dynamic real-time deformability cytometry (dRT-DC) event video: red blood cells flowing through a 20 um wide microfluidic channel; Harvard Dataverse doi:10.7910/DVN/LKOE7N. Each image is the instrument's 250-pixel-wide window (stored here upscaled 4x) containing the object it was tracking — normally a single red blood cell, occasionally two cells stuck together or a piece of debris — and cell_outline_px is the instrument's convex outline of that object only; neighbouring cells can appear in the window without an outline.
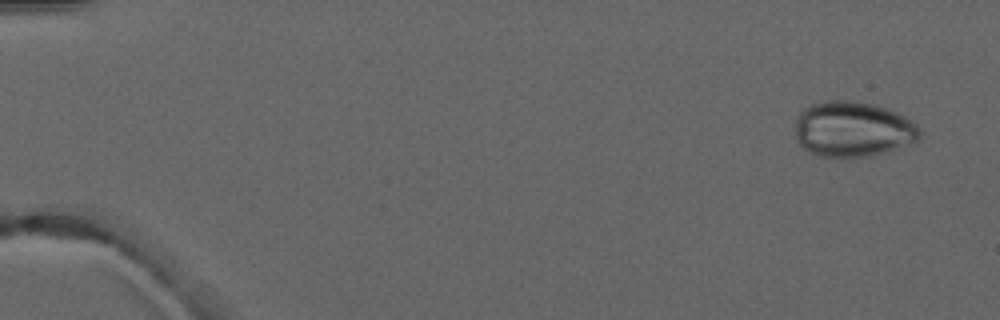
{"species": "common noctule bat (a hibernating species)", "species_latin": "Nyctalus noctula", "temperature_condition": "warm", "stored_images_in_passage": 5, "camera_frame_rate_fps": 3000, "um_per_image_px": 0.085, "animal": {"sex": "male", "forearm_length_mm": 52.5}, "frame": {"image": 1, "passage_image": 1, "time_ms": 0.0, "image_size_px": [1000, 320], "cell_outline_px": [[920, 140], [912, 144], [888, 152], [868, 156], [820, 156], [808, 152], [796, 140], [796, 120], [800, 112], [804, 108], [812, 104], [824, 100], [848, 100], [872, 104], [888, 108], [904, 116], [916, 124], [920, 128]], "centroid_in_image_um": [72.52, 10.98], "position_along_channel_um": 12.5, "area_um2": 40.46}}